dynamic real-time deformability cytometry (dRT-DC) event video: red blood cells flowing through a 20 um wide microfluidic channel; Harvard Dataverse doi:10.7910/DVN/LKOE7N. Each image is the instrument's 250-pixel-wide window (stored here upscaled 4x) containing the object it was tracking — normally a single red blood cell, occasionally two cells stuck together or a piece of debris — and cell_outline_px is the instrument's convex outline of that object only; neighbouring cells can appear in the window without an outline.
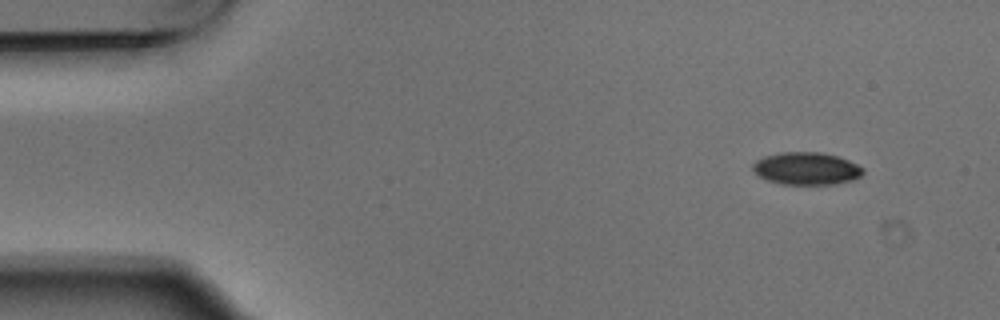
{"species": "Egyptian fruit bat (a non-hibernating species)", "species_latin": "Rousettus aegyptiacus", "temperature_condition": "warm", "stored_images_in_passage": 4, "camera_frame_rate_fps": 3000, "um_per_image_px": 0.085, "animal": {"sex": "male"}, "frame": {"image": 1, "passage_image": 1, "time_ms": 0.0, "image_size_px": [1000, 320], "cell_outline_px": [[864, 172], [860, 176], [852, 180], [836, 184], [780, 184], [768, 180], [760, 176], [752, 168], [752, 164], [756, 160], [764, 156], [780, 152], [820, 152], [836, 156], [848, 160], [864, 168]], "centroid_in_image_um": [68.54, 14.32], "position_along_channel_um": 16.5, "area_um2": 20.81}}